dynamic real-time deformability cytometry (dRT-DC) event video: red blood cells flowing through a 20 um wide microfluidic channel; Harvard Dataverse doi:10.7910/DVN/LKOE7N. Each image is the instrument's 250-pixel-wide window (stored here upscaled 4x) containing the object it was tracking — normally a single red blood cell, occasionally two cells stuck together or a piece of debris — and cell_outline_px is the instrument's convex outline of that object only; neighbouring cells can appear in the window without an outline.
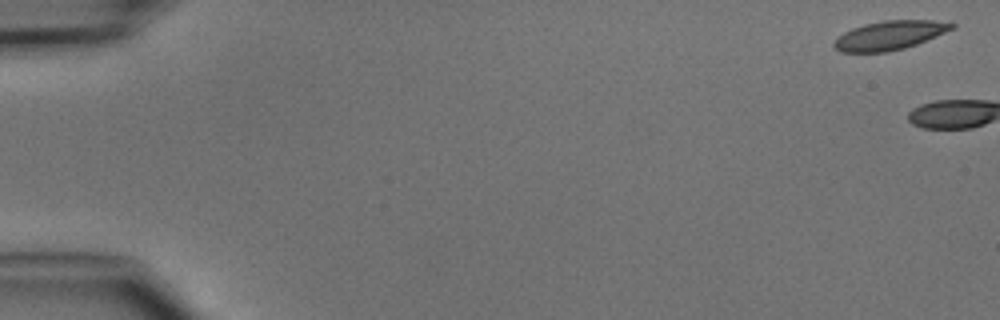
{"species": "common noctule bat (a hibernating species)", "species_latin": "Nyctalus noctula", "temperature_condition": "cold", "stored_images_in_passage": 6, "camera_frame_rate_fps": 3000, "um_per_image_px": 0.085, "animal": {"sex": "male", "body_mass_g": 15.6}, "frame": {"image": 1, "passage_image": 1, "time_ms": 0.0, "image_size_px": [1000, 320], "cell_outline_px": [[956, 28], [916, 44], [904, 48], [888, 52], [840, 52], [832, 44], [836, 36], [852, 28], [864, 24], [884, 20], [932, 20], [956, 24]], "centroid_in_image_um": [75.59, 3.0], "position_along_channel_um": 9.4, "area_um2": 19.94}}
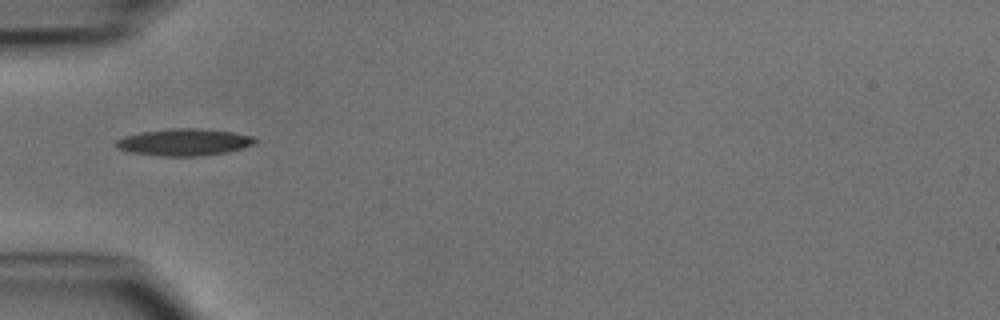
{"frame": {"image": 2, "passage_image": 5, "time_ms": 5.667, "image_size_px": [1000, 320], "cell_outline_px": [[260, 140], [252, 144], [228, 152], [200, 156], [160, 156], [128, 152], [116, 148], [112, 144], [116, 140], [124, 136], [140, 132], [172, 128], [200, 128], [232, 132], [252, 136]], "centroid_in_image_um": [15.59, 12.08], "position_along_channel_um": 69.4, "area_um2": 22.02}}